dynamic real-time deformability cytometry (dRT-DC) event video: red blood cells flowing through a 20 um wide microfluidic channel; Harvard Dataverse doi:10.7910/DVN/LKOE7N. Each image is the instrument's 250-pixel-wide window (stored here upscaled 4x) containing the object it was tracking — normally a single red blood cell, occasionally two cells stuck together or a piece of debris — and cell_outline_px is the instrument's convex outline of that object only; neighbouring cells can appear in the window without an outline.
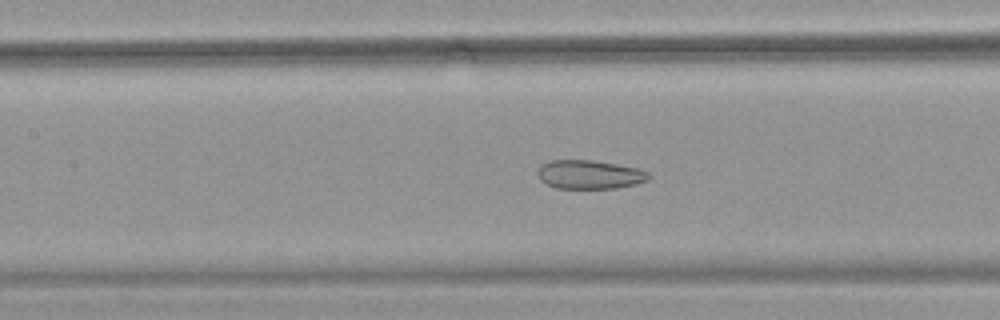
{"species": "common noctule bat (a hibernating species)", "species_latin": "Nyctalus noctula", "temperature_condition": "warm", "stored_images_in_passage": 44, "camera_frame_rate_fps": 3000, "um_per_image_px": 0.085, "animal": {"sex": "female", "body_mass_g": 18.4}, "frame": {"image": 1, "passage_image": 15, "time_ms": 4.667, "image_size_px": [1000, 320], "cell_outline_px": [[652, 176], [648, 180], [636, 184], [616, 188], [556, 188], [540, 180], [536, 172], [540, 164], [552, 160], [592, 160], [640, 168], [648, 172]], "centroid_in_image_um": [50.12, 14.83], "position_along_channel_um": 157.3, "area_um2": 18.79}}
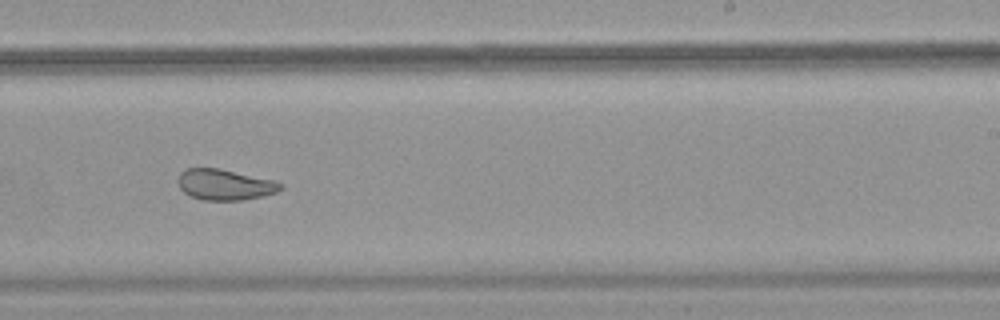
{"frame": {"image": 2, "passage_image": 24, "time_ms": 7.667, "image_size_px": [1000, 320], "cell_outline_px": [[284, 188], [276, 192], [260, 196], [240, 200], [204, 200], [192, 196], [184, 192], [180, 188], [176, 180], [180, 172], [184, 168], [220, 168], [272, 180], [284, 184]], "centroid_in_image_um": [19.07, 15.68], "position_along_channel_um": 269.9, "area_um2": 18.38}}
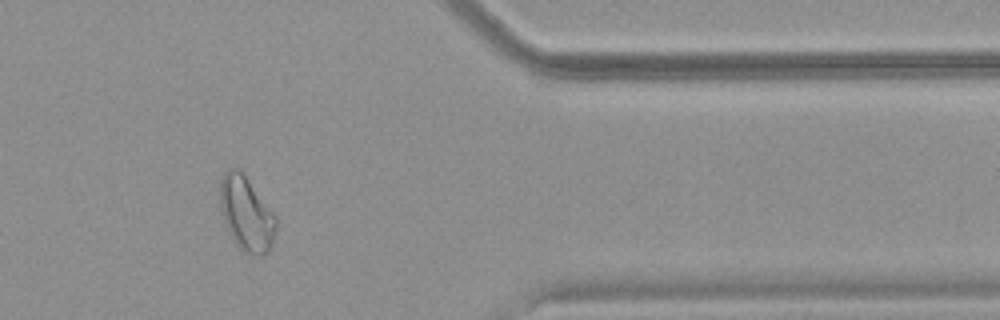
{"frame": {"image": 3, "passage_image": 35, "time_ms": 11.333, "image_size_px": [1000, 320], "cell_outline_px": [[276, 232], [272, 244], [268, 252], [260, 256], [252, 256], [244, 252], [232, 240], [224, 224], [220, 208], [220, 180], [224, 172], [228, 168], [240, 168], [276, 216]], "centroid_in_image_um": [20.93, 18.17], "position_along_channel_um": 390.5, "area_um2": 24.68}, "authors_computed_cell_mechanics": {"area_um2": 21.2993, "velocity_mm_per_s": 3.7761, "shape_relaxation_time_tau1_ms": null, "shape_relaxation_time_tau2_ms": 1.4122, "deformation_change_tau1": null, "deformation_change_tau2": 0.0863}}